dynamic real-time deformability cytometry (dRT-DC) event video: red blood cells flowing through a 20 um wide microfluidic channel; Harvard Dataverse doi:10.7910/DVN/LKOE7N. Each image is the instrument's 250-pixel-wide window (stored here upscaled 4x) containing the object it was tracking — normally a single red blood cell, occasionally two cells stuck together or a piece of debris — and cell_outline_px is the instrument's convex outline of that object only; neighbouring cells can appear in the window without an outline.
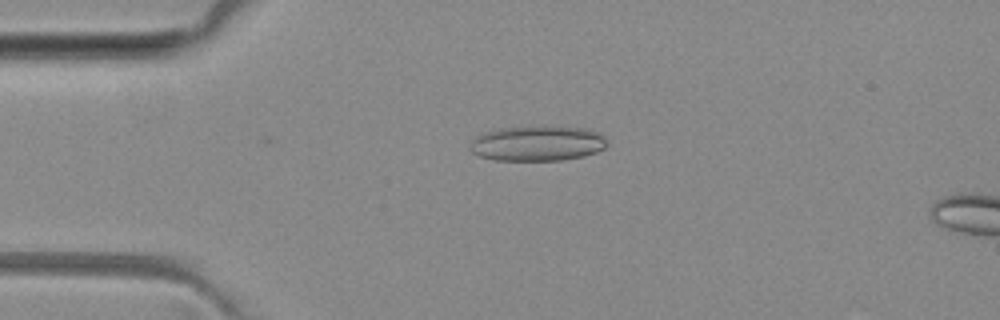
{"species": "common noctule bat (a hibernating species)", "species_latin": "Nyctalus noctula", "temperature_condition": "room temperature", "stored_images_in_passage": 6, "camera_frame_rate_fps": 3000, "um_per_image_px": 0.085, "animal": {"sex": "female", "body_mass_g": 29.2, "forearm_length_mm": 56.3}, "frame": {"image": 1, "passage_image": 3, "time_ms": 2.333, "image_size_px": [1000, 320], "cell_outline_px": [[608, 144], [604, 148], [596, 152], [584, 156], [560, 160], [496, 160], [480, 156], [472, 152], [468, 148], [468, 144], [480, 132], [500, 128], [584, 128], [596, 132], [604, 136]], "centroid_in_image_um": [45.63, 12.21], "position_along_channel_um": 39.4, "area_um2": 27.63}}
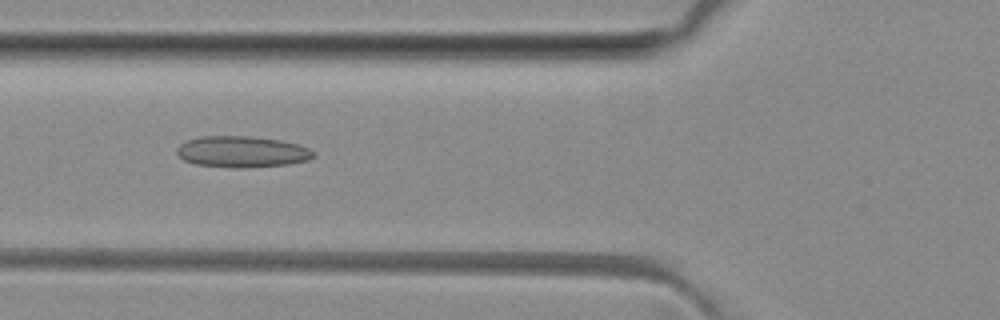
{"frame": {"image": 2, "passage_image": 5, "time_ms": 4.667, "image_size_px": [1000, 320], "cell_outline_px": [[316, 156], [308, 160], [288, 164], [244, 168], [236, 168], [196, 164], [184, 160], [176, 152], [176, 148], [180, 144], [188, 140], [200, 136], [248, 136], [280, 140], [296, 144], [308, 148], [316, 152]], "centroid_in_image_um": [20.58, 12.9], "position_along_channel_um": 105.2, "area_um2": 24.85}}
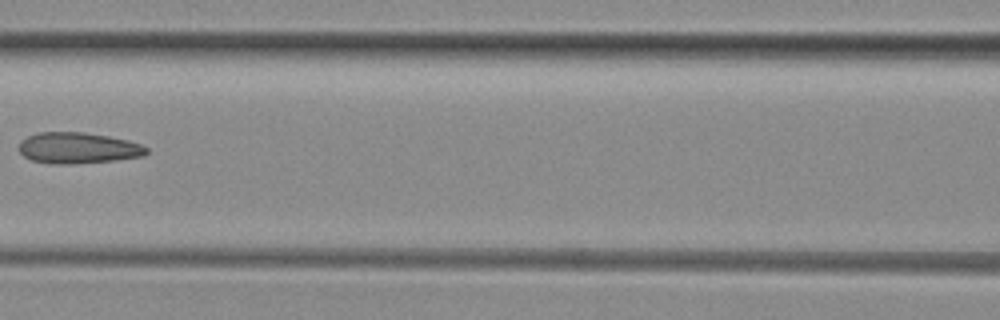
{"frame": {"image": 3, "passage_image": 6, "time_ms": 6.0, "image_size_px": [1000, 320], "cell_outline_px": [[148, 152], [144, 156], [116, 160], [64, 164], [52, 164], [32, 160], [24, 156], [20, 152], [20, 140], [28, 136], [40, 132], [84, 132], [108, 136], [128, 140], [140, 144], [148, 148]], "centroid_in_image_um": [6.64, 12.57], "position_along_channel_um": 160.0, "area_um2": 23.0}}